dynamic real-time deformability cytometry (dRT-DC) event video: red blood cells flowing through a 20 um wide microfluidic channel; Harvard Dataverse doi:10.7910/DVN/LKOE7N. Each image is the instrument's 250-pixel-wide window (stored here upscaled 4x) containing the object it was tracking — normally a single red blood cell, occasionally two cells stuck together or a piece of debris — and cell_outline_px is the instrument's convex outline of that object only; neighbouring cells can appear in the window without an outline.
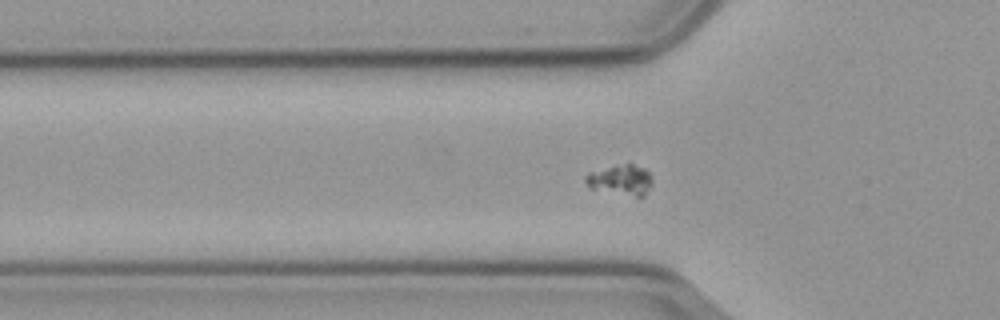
{"species": "common noctule bat (a hibernating species)", "species_latin": "Nyctalus noctula", "temperature_condition": "cold", "stored_images_in_passage": 42, "camera_frame_rate_fps": 3000, "um_per_image_px": 0.085, "animal": {"sex": "male", "body_mass_g": 23.1, "forearm_length_mm": 52.7}, "frame": {"image": 1, "passage_image": 2, "time_ms": 0.333, "image_size_px": [1000, 320], "cell_outline_px": [[652, 184], [644, 196], [636, 196], [592, 188], [584, 180], [588, 172], [628, 164], [632, 164], [644, 168], [652, 176]], "centroid_in_image_um": [52.81, 15.29], "position_along_channel_um": 73.0, "area_um2": 11.27}}
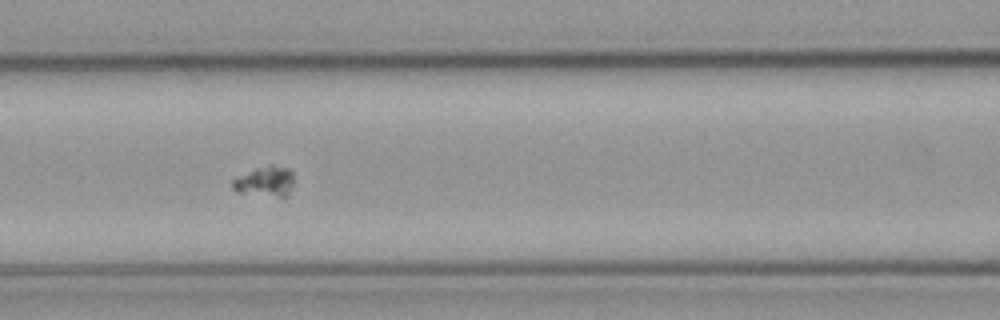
{"frame": {"image": 2, "passage_image": 8, "time_ms": 2.333, "image_size_px": [1000, 320], "cell_outline_px": [[292, 188], [288, 196], [280, 196], [236, 192], [232, 188], [232, 180], [256, 168], [268, 164], [272, 164], [288, 168], [292, 172]], "centroid_in_image_um": [22.55, 15.4], "position_along_channel_um": 144.1, "area_um2": 10.64}}
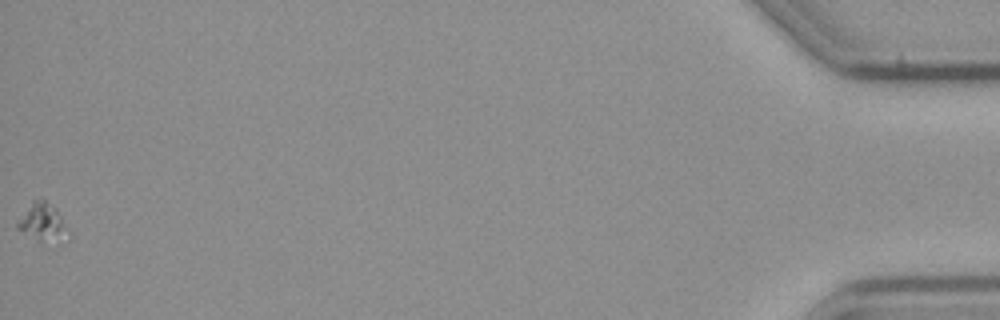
{"frame": {"image": 3, "passage_image": 42, "time_ms": 13.667, "image_size_px": [1000, 320], "cell_outline_px": [[72, 236], [68, 240], [60, 244], [40, 240], [20, 228], [16, 224], [16, 220], [32, 200], [40, 196], [56, 208]], "centroid_in_image_um": [3.71, 18.88], "position_along_channel_um": 431.5, "area_um2": 11.44}}